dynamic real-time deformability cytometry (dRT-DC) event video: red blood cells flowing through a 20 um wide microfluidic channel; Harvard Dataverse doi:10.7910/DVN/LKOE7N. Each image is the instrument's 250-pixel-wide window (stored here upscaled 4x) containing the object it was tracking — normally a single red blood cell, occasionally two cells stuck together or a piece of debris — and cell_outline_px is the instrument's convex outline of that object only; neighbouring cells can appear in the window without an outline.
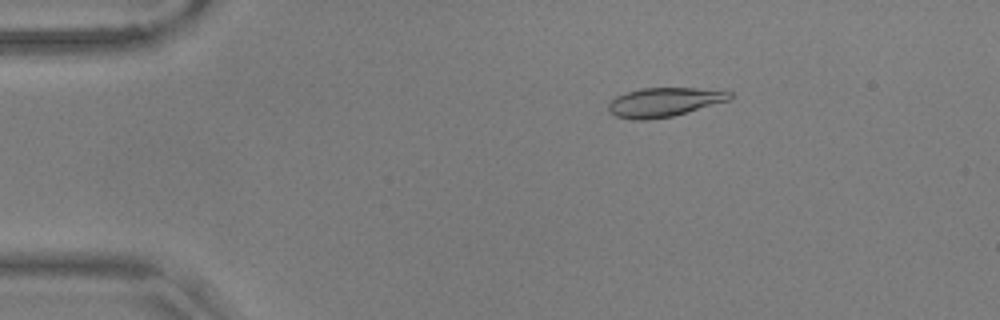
{"species": "common noctule bat (a hibernating species)", "species_latin": "Nyctalus noctula", "temperature_condition": "warm", "stored_images_in_passage": 56, "camera_frame_rate_fps": 3000, "um_per_image_px": 0.085, "animal": {"sex": "male", "body_mass_g": 17.9, "forearm_length_mm": 54.2}, "frame": {"image": 1, "passage_image": 10, "time_ms": 3.0, "image_size_px": [1000, 320], "cell_outline_px": [[732, 96], [728, 100], [672, 116], [648, 120], [636, 120], [616, 116], [608, 112], [608, 104], [616, 96], [640, 88], [696, 88], [732, 92]], "centroid_in_image_um": [56.4, 8.68], "position_along_channel_um": 28.6, "area_um2": 20.29}}
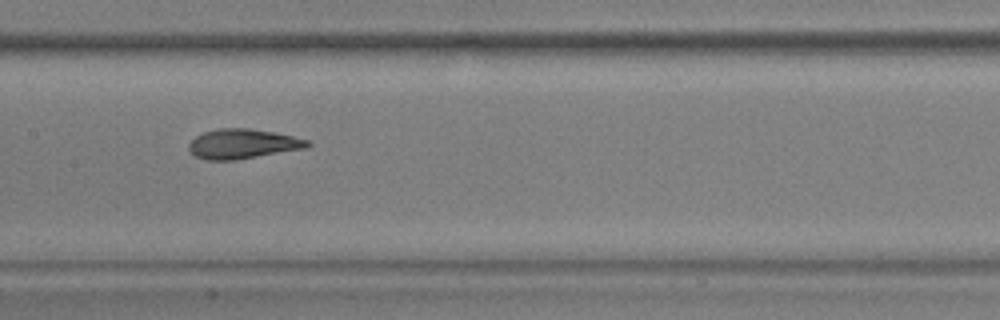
{"frame": {"image": 2, "passage_image": 28, "time_ms": 9.0, "image_size_px": [1000, 320], "cell_outline_px": [[312, 144], [308, 148], [236, 160], [208, 160], [196, 156], [188, 148], [188, 144], [196, 136], [204, 132], [216, 128], [248, 128], [272, 132], [312, 140]], "centroid_in_image_um": [20.68, 12.23], "position_along_channel_um": 186.7, "area_um2": 20.63}}
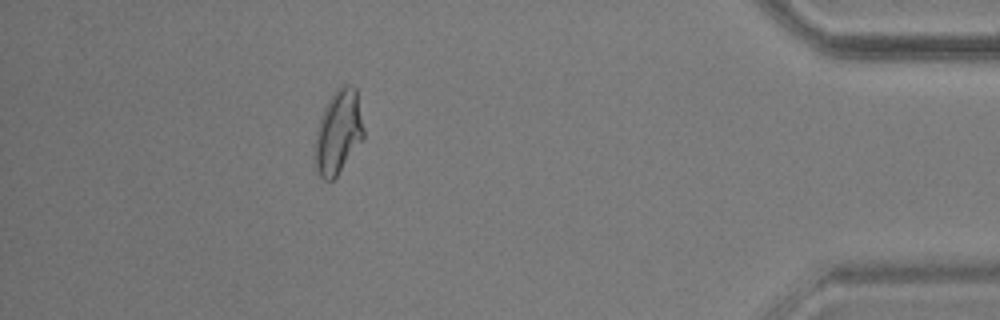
{"frame": {"image": 3, "passage_image": 50, "time_ms": 16.333, "image_size_px": [1000, 320], "cell_outline_px": [[364, 136], [336, 176], [332, 180], [324, 180], [316, 172], [316, 132], [320, 116], [332, 92], [340, 84], [348, 84], [356, 88], [364, 128]], "centroid_in_image_um": [28.76, 11.16], "position_along_channel_um": 406.4, "area_um2": 23.52}, "authors_computed_cell_mechanics": {"area_um2": 20.6924, "velocity_mm_per_s": 3.6309, "shape_relaxation_time_tau1_ms": 5.9094, "shape_relaxation_time_tau2_ms": 1.4719, "deformation_change_tau1": 0.1833, "deformation_change_tau2": 0.0764}}